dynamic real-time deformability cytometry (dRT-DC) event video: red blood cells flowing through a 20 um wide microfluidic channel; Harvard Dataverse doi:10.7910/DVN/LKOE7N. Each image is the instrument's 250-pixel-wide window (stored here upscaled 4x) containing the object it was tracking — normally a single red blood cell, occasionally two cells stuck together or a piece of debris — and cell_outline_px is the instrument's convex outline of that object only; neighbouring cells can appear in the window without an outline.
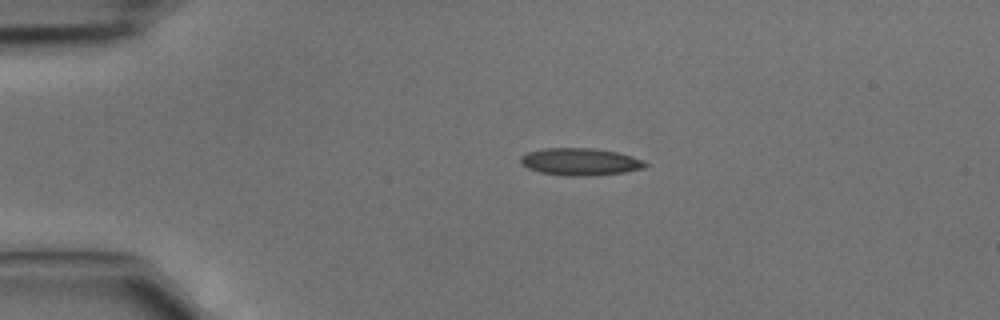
{"species": "common noctule bat (a hibernating species)", "species_latin": "Nyctalus noctula", "temperature_condition": "cold", "stored_images_in_passage": 3, "camera_frame_rate_fps": 3000, "um_per_image_px": 0.085, "animal": {"sex": "male", "body_mass_g": 15.6}, "frame": {"image": 1, "passage_image": 1, "time_ms": 0.0, "image_size_px": [1000, 320], "cell_outline_px": [[648, 164], [644, 168], [624, 172], [588, 176], [564, 176], [540, 172], [528, 168], [520, 164], [520, 156], [528, 152], [544, 148], [592, 148], [620, 152], [644, 160]], "centroid_in_image_um": [49.32, 13.75], "position_along_channel_um": 35.7, "area_um2": 20.0}}